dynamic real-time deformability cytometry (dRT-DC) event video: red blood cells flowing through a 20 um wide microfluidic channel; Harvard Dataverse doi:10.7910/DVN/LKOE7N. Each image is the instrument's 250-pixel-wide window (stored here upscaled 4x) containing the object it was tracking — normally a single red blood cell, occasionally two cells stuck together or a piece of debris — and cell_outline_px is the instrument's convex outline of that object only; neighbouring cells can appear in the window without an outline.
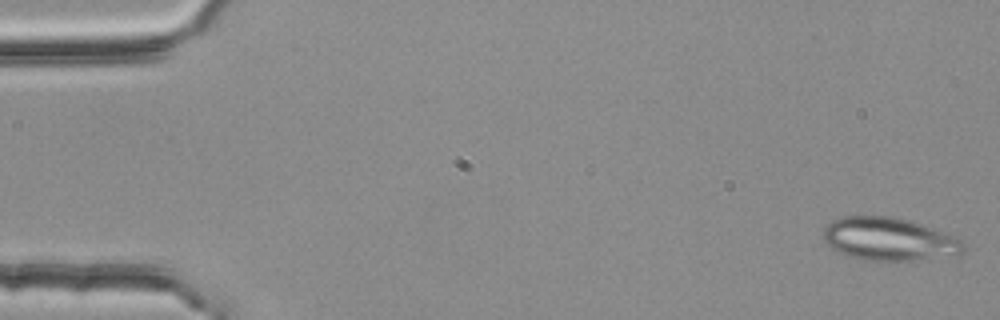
{"species": "common noctule bat (a hibernating species)", "species_latin": "Nyctalus noctula", "temperature_condition": "room temperature", "stored_images_in_passage": 52, "camera_frame_rate_fps": 3000, "um_per_image_px": 0.085, "animal": {"sex": "female", "body_mass_g": 25.1}, "frame": {"image": 1, "passage_image": 1, "time_ms": 0.0, "image_size_px": [1000, 320], "cell_outline_px": [[964, 252], [956, 256], [908, 260], [860, 260], [836, 252], [824, 240], [824, 228], [832, 220], [844, 216], [888, 216], [908, 220], [920, 224], [960, 240], [964, 244]], "centroid_in_image_um": [75.52, 20.34], "position_along_channel_um": 9.5, "area_um2": 34.74}}
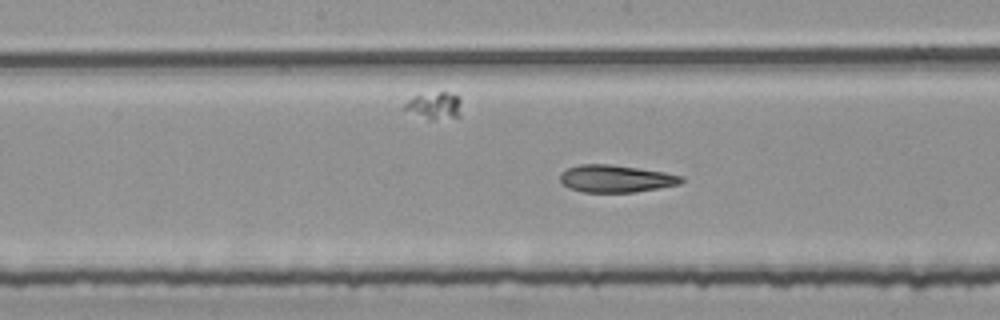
{"frame": {"image": 2, "passage_image": 27, "time_ms": 8.667, "image_size_px": [1000, 320], "cell_outline_px": [[684, 180], [680, 184], [632, 192], [584, 192], [568, 188], [560, 180], [560, 172], [568, 168], [580, 164], [608, 164], [664, 172], [684, 176]], "centroid_in_image_um": [52.33, 15.18], "position_along_channel_um": 195.9, "area_um2": 19.13}}
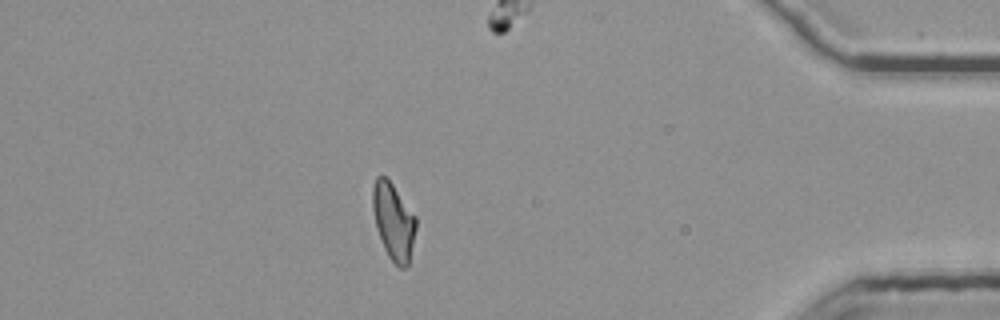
{"frame": {"image": 3, "passage_image": 47, "time_ms": 15.333, "image_size_px": [1000, 320], "cell_outline_px": [[416, 228], [408, 264], [404, 268], [400, 268], [388, 256], [384, 248], [376, 228], [372, 208], [372, 188], [376, 176], [384, 176], [392, 184], [416, 216]], "centroid_in_image_um": [33.43, 18.81], "position_along_channel_um": 401.8, "area_um2": 19.19}, "authors_computed_cell_mechanics": {"area_um2": 20.0277, "velocity_mm_per_s": 3.7835, "shape_relaxation_time_tau1_ms": null, "shape_relaxation_time_tau2_ms": 3.0887, "deformation_change_tau1": null, "deformation_change_tau2": 0.127}}